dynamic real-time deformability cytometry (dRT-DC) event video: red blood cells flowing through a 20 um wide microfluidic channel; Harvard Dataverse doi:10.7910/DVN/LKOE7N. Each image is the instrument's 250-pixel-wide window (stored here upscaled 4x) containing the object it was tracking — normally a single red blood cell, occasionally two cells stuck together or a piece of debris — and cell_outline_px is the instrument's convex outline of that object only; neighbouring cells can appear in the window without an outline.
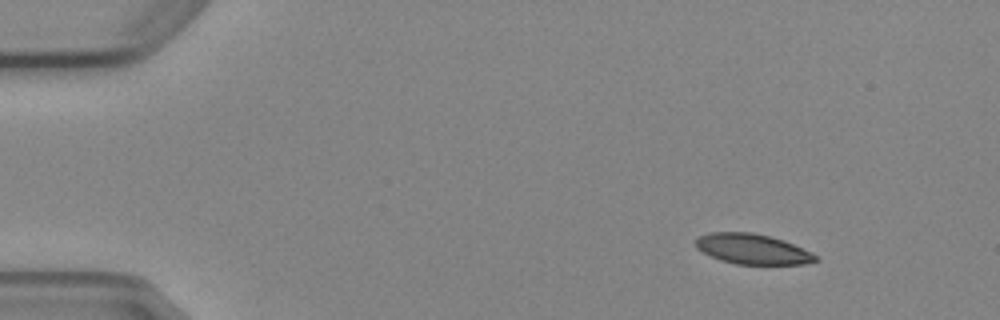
{"species": "Egyptian fruit bat (a non-hibernating species)", "species_latin": "Rousettus aegyptiacus", "temperature_condition": "cold", "stored_images_in_passage": 4, "camera_frame_rate_fps": 3000, "um_per_image_px": 0.085, "animal": {"sex": "female"}, "frame": {"image": 1, "passage_image": 1, "time_ms": 0.0, "image_size_px": [1000, 320], "cell_outline_px": [[820, 260], [804, 264], [736, 264], [720, 260], [696, 248], [696, 240], [700, 236], [708, 232], [752, 232], [772, 236], [784, 240], [812, 252]], "centroid_in_image_um": [63.99, 21.16], "position_along_channel_um": 21.0, "area_um2": 21.15}}
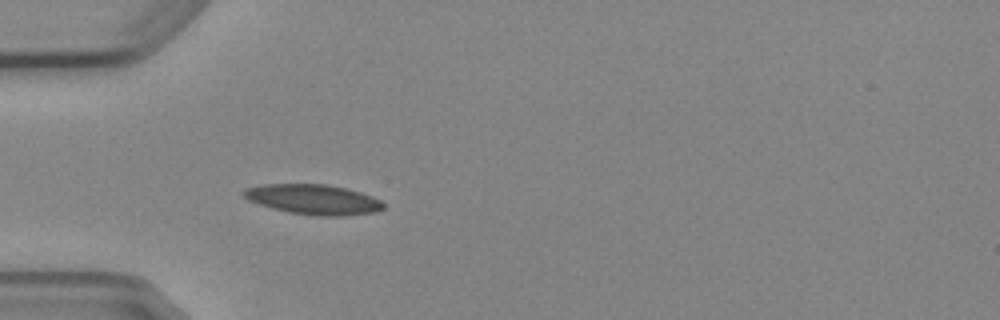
{"frame": {"image": 2, "passage_image": 4, "time_ms": 3.333, "image_size_px": [1000, 320], "cell_outline_px": [[384, 208], [376, 212], [344, 216], [316, 216], [288, 212], [272, 208], [248, 200], [240, 192], [244, 188], [264, 184], [328, 184], [360, 192], [372, 196], [380, 200], [384, 204]], "centroid_in_image_um": [26.62, 16.95], "position_along_channel_um": 58.4, "area_um2": 24.57}}